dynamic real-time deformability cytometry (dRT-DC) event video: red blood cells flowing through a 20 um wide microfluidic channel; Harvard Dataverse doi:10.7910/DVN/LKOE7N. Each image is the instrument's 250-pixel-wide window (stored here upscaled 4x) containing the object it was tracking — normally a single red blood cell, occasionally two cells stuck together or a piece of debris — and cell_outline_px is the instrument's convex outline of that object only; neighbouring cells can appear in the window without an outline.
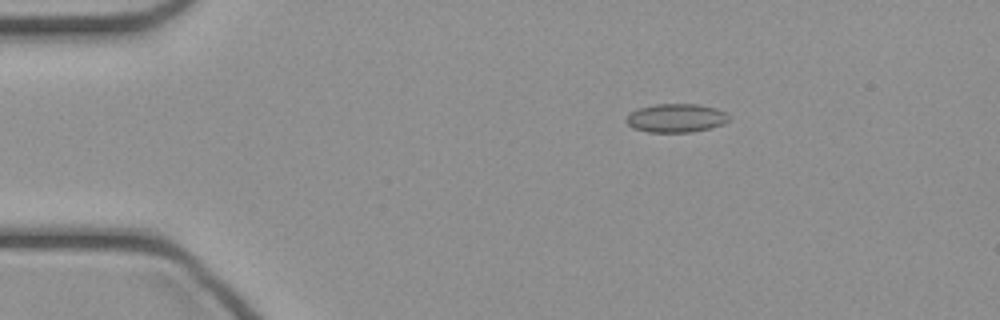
{"species": "common noctule bat (a hibernating species)", "species_latin": "Nyctalus noctula", "temperature_condition": "cold", "stored_images_in_passage": 40, "camera_frame_rate_fps": 3000, "um_per_image_px": 0.085, "animal": {"sex": "female", "body_mass_g": 21.9}, "frame": {"image": 1, "passage_image": 2, "time_ms": 0.333, "image_size_px": [1000, 320], "cell_outline_px": [[732, 116], [724, 124], [692, 132], [648, 132], [632, 128], [624, 120], [636, 108], [656, 104], [696, 104], [716, 108]], "centroid_in_image_um": [57.46, 10.03], "position_along_channel_um": 27.5, "area_um2": 17.17}}
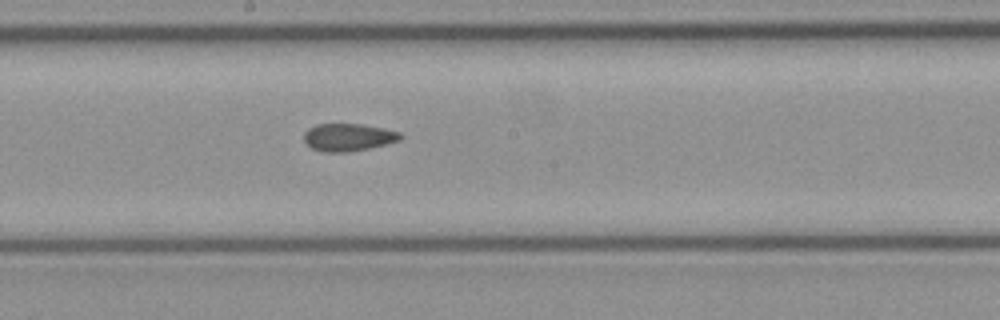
{"frame": {"image": 2, "passage_image": 19, "time_ms": 6.0, "image_size_px": [1000, 320], "cell_outline_px": [[404, 136], [400, 140], [368, 148], [348, 152], [320, 152], [312, 148], [304, 140], [304, 132], [308, 128], [316, 124], [360, 124], [400, 132]], "centroid_in_image_um": [29.57, 11.67], "position_along_channel_um": 218.6, "area_um2": 15.37}}
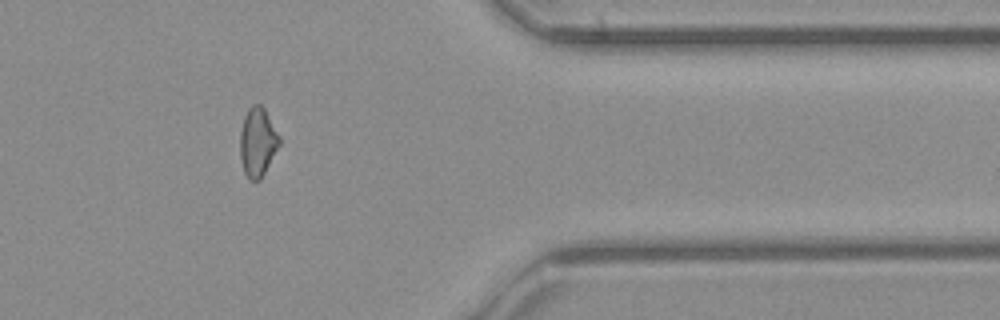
{"frame": {"image": 3, "passage_image": 32, "time_ms": 10.333, "image_size_px": [1000, 320], "cell_outline_px": [[280, 144], [260, 180], [248, 180], [244, 172], [240, 156], [240, 132], [244, 116], [248, 108], [252, 104], [260, 104], [264, 108], [280, 136]], "centroid_in_image_um": [21.89, 12.07], "position_along_channel_um": 389.5, "area_um2": 15.78}}